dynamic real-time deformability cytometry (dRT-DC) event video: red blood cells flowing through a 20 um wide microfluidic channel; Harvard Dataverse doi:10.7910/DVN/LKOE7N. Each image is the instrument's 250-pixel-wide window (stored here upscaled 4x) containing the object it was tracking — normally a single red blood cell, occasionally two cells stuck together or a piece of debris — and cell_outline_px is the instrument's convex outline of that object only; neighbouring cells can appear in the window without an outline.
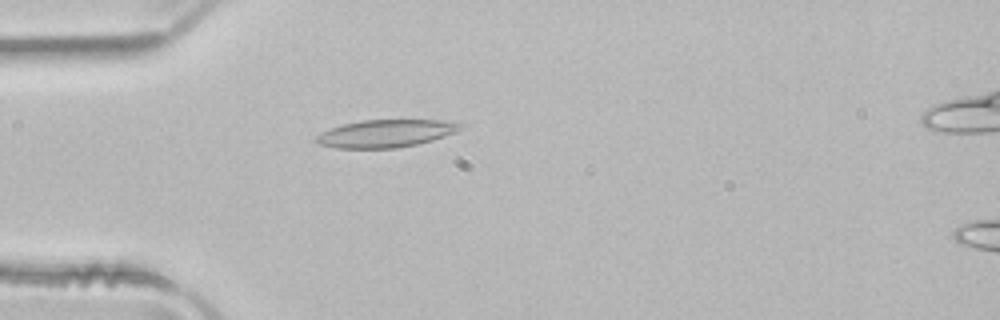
{"species": "common noctule bat (a hibernating species)", "species_latin": "Nyctalus noctula", "temperature_condition": "room temperature", "stored_images_in_passage": 51, "camera_frame_rate_fps": 3000, "um_per_image_px": 0.085, "animal": {"sex": "male", "body_mass_g": 21.5, "forearm_length_mm": 52.0}, "frame": {"image": 1, "passage_image": 14, "time_ms": 4.333, "image_size_px": [1000, 320], "cell_outline_px": [[464, 124], [456, 132], [432, 140], [416, 144], [396, 148], [336, 148], [316, 144], [312, 140], [320, 132], [328, 128], [360, 120], [440, 120]], "centroid_in_image_um": [32.7, 11.35], "position_along_channel_um": 52.3, "area_um2": 23.29}}
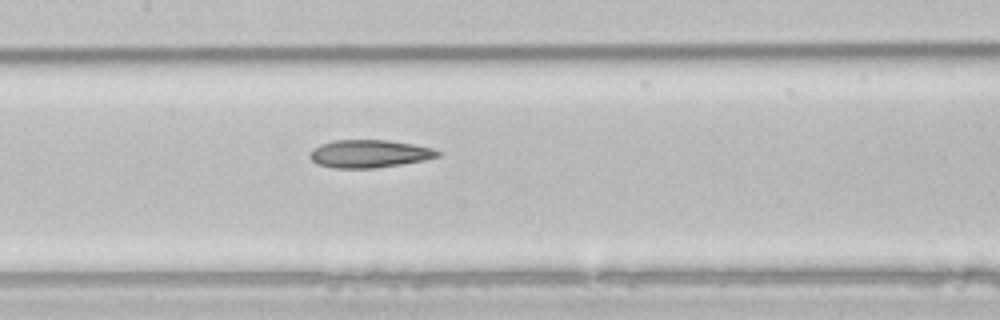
{"frame": {"image": 2, "passage_image": 24, "time_ms": 7.667, "image_size_px": [1000, 320], "cell_outline_px": [[440, 156], [424, 160], [376, 168], [332, 168], [316, 164], [308, 156], [312, 148], [320, 144], [332, 140], [388, 140], [412, 144], [432, 148], [440, 152]], "centroid_in_image_um": [31.33, 13.07], "position_along_channel_um": 176.1, "area_um2": 20.81}}
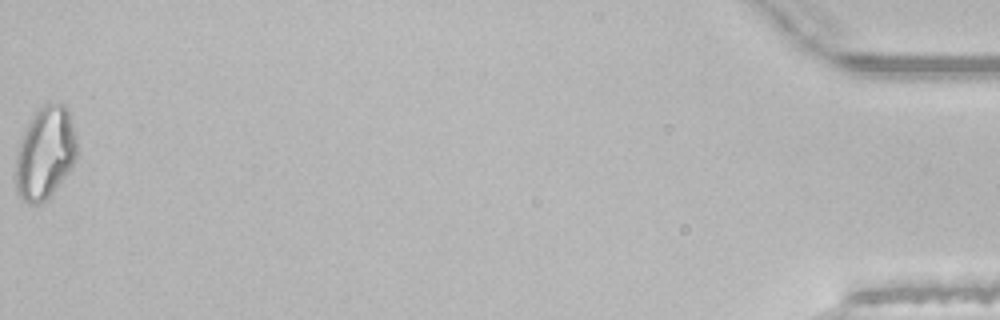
{"frame": {"image": 3, "passage_image": 51, "time_ms": 16.667, "image_size_px": [1000, 320], "cell_outline_px": [[76, 160], [68, 172], [48, 200], [36, 204], [28, 204], [16, 192], [16, 148], [36, 108], [48, 100], [52, 100], [64, 104], [68, 108], [76, 140]], "centroid_in_image_um": [3.83, 12.97], "position_along_channel_um": 431.4, "area_um2": 33.47}, "authors_computed_cell_mechanics": {"area_um2": 22.831, "velocity_mm_per_s": 3.9722, "shape_relaxation_time_tau1_ms": 7.6618, "shape_relaxation_time_tau2_ms": 3.9112, "deformation_change_tau1": 0.1955, "deformation_change_tau2": 0.1343}}